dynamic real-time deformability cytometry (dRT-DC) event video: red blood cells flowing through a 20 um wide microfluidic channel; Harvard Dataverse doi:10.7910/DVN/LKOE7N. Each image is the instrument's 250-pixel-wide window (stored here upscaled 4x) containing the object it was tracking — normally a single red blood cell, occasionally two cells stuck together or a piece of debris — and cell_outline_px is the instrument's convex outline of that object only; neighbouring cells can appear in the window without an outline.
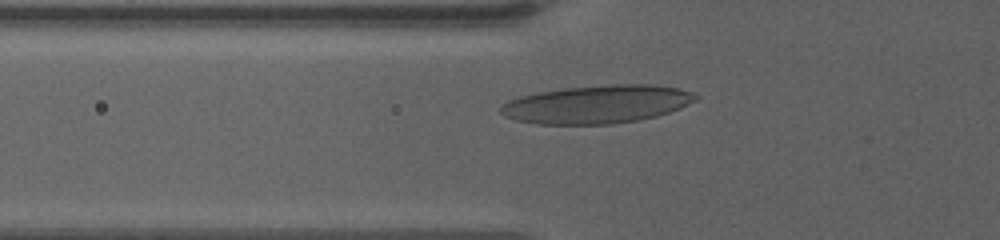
{"species": "human", "species_latin": "Homo sapiens", "temperature_condition": "warm", "stored_images_in_passage": 44, "camera_frame_rate_fps": 3000, "um_per_image_px": 0.085, "donor": {"sex": "female"}, "frame": {"image": 1, "passage_image": 14, "time_ms": 4.333, "image_size_px": [1000, 240], "cell_outline_px": [[700, 96], [696, 100], [680, 108], [656, 116], [636, 120], [612, 124], [536, 124], [516, 120], [504, 116], [500, 112], [500, 104], [508, 100], [520, 96], [540, 92], [564, 88], [608, 84], [656, 84], [676, 88], [692, 92]], "centroid_in_image_um": [50.73, 8.85], "position_along_channel_um": 75.1, "area_um2": 43.41}}
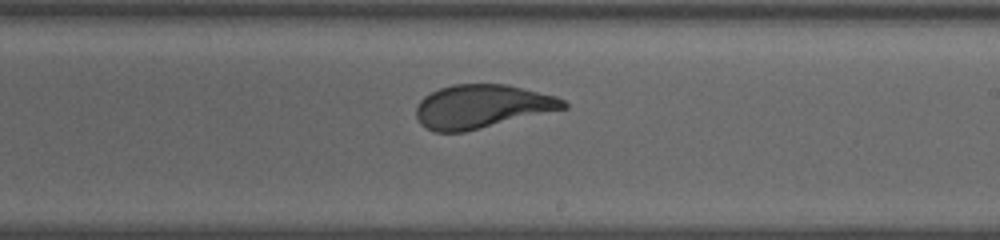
{"frame": {"image": 2, "passage_image": 29, "time_ms": 9.333, "image_size_px": [1000, 240], "cell_outline_px": [[568, 108], [464, 132], [432, 132], [420, 124], [416, 116], [416, 108], [420, 100], [424, 96], [440, 88], [452, 84], [508, 84], [556, 96], [564, 100], [568, 104]], "centroid_in_image_um": [40.96, 9.05], "position_along_channel_um": 248.0, "area_um2": 37.51}}
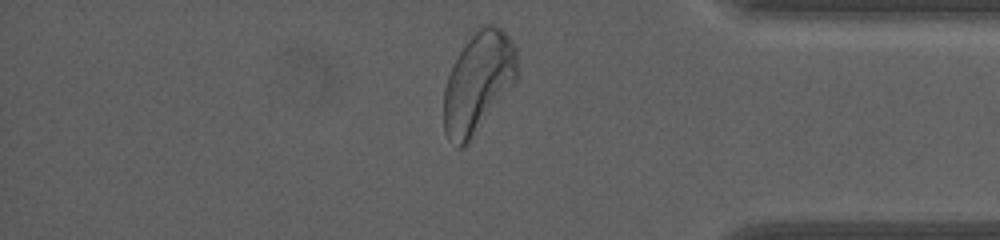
{"frame": {"image": 3, "passage_image": 43, "time_ms": 14.0, "image_size_px": [1000, 240], "cell_outline_px": [[516, 80], [468, 144], [464, 148], [456, 148], [448, 140], [444, 132], [444, 88], [452, 64], [464, 44], [484, 24], [496, 24], [508, 36], [516, 48]], "centroid_in_image_um": [40.61, 7.04], "position_along_channel_um": 394.6, "area_um2": 42.77}, "authors_computed_cell_mechanics": {"area_um2": 38.1191, "velocity_mm_per_s": 3.4828, "shape_relaxation_time_tau1_ms": 4.381, "shape_relaxation_time_tau2_ms": 0.8209, "deformation_change_tau1": 0.1895, "deformation_change_tau2": 0.0765}}